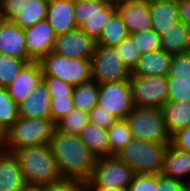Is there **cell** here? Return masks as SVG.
I'll return each mask as SVG.
<instances>
[{
  "mask_svg": "<svg viewBox=\"0 0 190 191\" xmlns=\"http://www.w3.org/2000/svg\"><path fill=\"white\" fill-rule=\"evenodd\" d=\"M62 179L87 182L95 166L96 157L82 142L79 135L55 129L49 140Z\"/></svg>",
  "mask_w": 190,
  "mask_h": 191,
  "instance_id": "cell-1",
  "label": "cell"
},
{
  "mask_svg": "<svg viewBox=\"0 0 190 191\" xmlns=\"http://www.w3.org/2000/svg\"><path fill=\"white\" fill-rule=\"evenodd\" d=\"M13 153L18 159L25 183L50 185L62 180L48 143L20 148Z\"/></svg>",
  "mask_w": 190,
  "mask_h": 191,
  "instance_id": "cell-2",
  "label": "cell"
},
{
  "mask_svg": "<svg viewBox=\"0 0 190 191\" xmlns=\"http://www.w3.org/2000/svg\"><path fill=\"white\" fill-rule=\"evenodd\" d=\"M56 125L51 118L18 119L6 129V151L49 143Z\"/></svg>",
  "mask_w": 190,
  "mask_h": 191,
  "instance_id": "cell-3",
  "label": "cell"
},
{
  "mask_svg": "<svg viewBox=\"0 0 190 191\" xmlns=\"http://www.w3.org/2000/svg\"><path fill=\"white\" fill-rule=\"evenodd\" d=\"M168 143L147 142L133 138L115 156L130 166L135 174H160Z\"/></svg>",
  "mask_w": 190,
  "mask_h": 191,
  "instance_id": "cell-4",
  "label": "cell"
},
{
  "mask_svg": "<svg viewBox=\"0 0 190 191\" xmlns=\"http://www.w3.org/2000/svg\"><path fill=\"white\" fill-rule=\"evenodd\" d=\"M125 119L133 138L147 142L170 143L171 135L166 129L161 108L133 106Z\"/></svg>",
  "mask_w": 190,
  "mask_h": 191,
  "instance_id": "cell-5",
  "label": "cell"
},
{
  "mask_svg": "<svg viewBox=\"0 0 190 191\" xmlns=\"http://www.w3.org/2000/svg\"><path fill=\"white\" fill-rule=\"evenodd\" d=\"M38 62L43 77H55L73 86L92 79L90 59H71L51 51Z\"/></svg>",
  "mask_w": 190,
  "mask_h": 191,
  "instance_id": "cell-6",
  "label": "cell"
},
{
  "mask_svg": "<svg viewBox=\"0 0 190 191\" xmlns=\"http://www.w3.org/2000/svg\"><path fill=\"white\" fill-rule=\"evenodd\" d=\"M90 62L92 79L98 84L130 79L131 72L114 47L95 44Z\"/></svg>",
  "mask_w": 190,
  "mask_h": 191,
  "instance_id": "cell-7",
  "label": "cell"
},
{
  "mask_svg": "<svg viewBox=\"0 0 190 191\" xmlns=\"http://www.w3.org/2000/svg\"><path fill=\"white\" fill-rule=\"evenodd\" d=\"M135 173L126 163L115 155L96 159L90 179L86 185H100L128 189Z\"/></svg>",
  "mask_w": 190,
  "mask_h": 191,
  "instance_id": "cell-8",
  "label": "cell"
},
{
  "mask_svg": "<svg viewBox=\"0 0 190 191\" xmlns=\"http://www.w3.org/2000/svg\"><path fill=\"white\" fill-rule=\"evenodd\" d=\"M132 102L134 106L162 108L168 101L166 76L130 75Z\"/></svg>",
  "mask_w": 190,
  "mask_h": 191,
  "instance_id": "cell-9",
  "label": "cell"
},
{
  "mask_svg": "<svg viewBox=\"0 0 190 191\" xmlns=\"http://www.w3.org/2000/svg\"><path fill=\"white\" fill-rule=\"evenodd\" d=\"M97 105L105 108L117 119H125L134 106L129 81L99 84Z\"/></svg>",
  "mask_w": 190,
  "mask_h": 191,
  "instance_id": "cell-10",
  "label": "cell"
},
{
  "mask_svg": "<svg viewBox=\"0 0 190 191\" xmlns=\"http://www.w3.org/2000/svg\"><path fill=\"white\" fill-rule=\"evenodd\" d=\"M47 3L42 0H5L0 4V15L22 29L46 18Z\"/></svg>",
  "mask_w": 190,
  "mask_h": 191,
  "instance_id": "cell-11",
  "label": "cell"
},
{
  "mask_svg": "<svg viewBox=\"0 0 190 191\" xmlns=\"http://www.w3.org/2000/svg\"><path fill=\"white\" fill-rule=\"evenodd\" d=\"M96 42L79 27L55 37L54 52L71 59H90Z\"/></svg>",
  "mask_w": 190,
  "mask_h": 191,
  "instance_id": "cell-12",
  "label": "cell"
},
{
  "mask_svg": "<svg viewBox=\"0 0 190 191\" xmlns=\"http://www.w3.org/2000/svg\"><path fill=\"white\" fill-rule=\"evenodd\" d=\"M24 31L26 51L32 61H39L53 50L56 34L46 18Z\"/></svg>",
  "mask_w": 190,
  "mask_h": 191,
  "instance_id": "cell-13",
  "label": "cell"
},
{
  "mask_svg": "<svg viewBox=\"0 0 190 191\" xmlns=\"http://www.w3.org/2000/svg\"><path fill=\"white\" fill-rule=\"evenodd\" d=\"M42 69L38 61L27 62L6 87L12 100L19 105L42 82Z\"/></svg>",
  "mask_w": 190,
  "mask_h": 191,
  "instance_id": "cell-14",
  "label": "cell"
},
{
  "mask_svg": "<svg viewBox=\"0 0 190 191\" xmlns=\"http://www.w3.org/2000/svg\"><path fill=\"white\" fill-rule=\"evenodd\" d=\"M129 34L152 29L148 2H115Z\"/></svg>",
  "mask_w": 190,
  "mask_h": 191,
  "instance_id": "cell-15",
  "label": "cell"
},
{
  "mask_svg": "<svg viewBox=\"0 0 190 191\" xmlns=\"http://www.w3.org/2000/svg\"><path fill=\"white\" fill-rule=\"evenodd\" d=\"M25 31L11 20L0 21V53L32 61L27 54Z\"/></svg>",
  "mask_w": 190,
  "mask_h": 191,
  "instance_id": "cell-16",
  "label": "cell"
},
{
  "mask_svg": "<svg viewBox=\"0 0 190 191\" xmlns=\"http://www.w3.org/2000/svg\"><path fill=\"white\" fill-rule=\"evenodd\" d=\"M46 19L56 36L78 28L74 17V0H53L48 3Z\"/></svg>",
  "mask_w": 190,
  "mask_h": 191,
  "instance_id": "cell-17",
  "label": "cell"
},
{
  "mask_svg": "<svg viewBox=\"0 0 190 191\" xmlns=\"http://www.w3.org/2000/svg\"><path fill=\"white\" fill-rule=\"evenodd\" d=\"M148 7L152 29L159 35L180 21L178 0H150Z\"/></svg>",
  "mask_w": 190,
  "mask_h": 191,
  "instance_id": "cell-18",
  "label": "cell"
},
{
  "mask_svg": "<svg viewBox=\"0 0 190 191\" xmlns=\"http://www.w3.org/2000/svg\"><path fill=\"white\" fill-rule=\"evenodd\" d=\"M160 174L186 183L190 177V152L168 143Z\"/></svg>",
  "mask_w": 190,
  "mask_h": 191,
  "instance_id": "cell-19",
  "label": "cell"
},
{
  "mask_svg": "<svg viewBox=\"0 0 190 191\" xmlns=\"http://www.w3.org/2000/svg\"><path fill=\"white\" fill-rule=\"evenodd\" d=\"M50 94L42 81L32 93L18 105V114L25 118H50Z\"/></svg>",
  "mask_w": 190,
  "mask_h": 191,
  "instance_id": "cell-20",
  "label": "cell"
},
{
  "mask_svg": "<svg viewBox=\"0 0 190 191\" xmlns=\"http://www.w3.org/2000/svg\"><path fill=\"white\" fill-rule=\"evenodd\" d=\"M172 56L162 49L142 54L131 74L135 76H166L170 70Z\"/></svg>",
  "mask_w": 190,
  "mask_h": 191,
  "instance_id": "cell-21",
  "label": "cell"
},
{
  "mask_svg": "<svg viewBox=\"0 0 190 191\" xmlns=\"http://www.w3.org/2000/svg\"><path fill=\"white\" fill-rule=\"evenodd\" d=\"M25 184L16 155L11 151L0 152V191H18Z\"/></svg>",
  "mask_w": 190,
  "mask_h": 191,
  "instance_id": "cell-22",
  "label": "cell"
},
{
  "mask_svg": "<svg viewBox=\"0 0 190 191\" xmlns=\"http://www.w3.org/2000/svg\"><path fill=\"white\" fill-rule=\"evenodd\" d=\"M161 49L169 54H184L190 52V28L182 21L160 35Z\"/></svg>",
  "mask_w": 190,
  "mask_h": 191,
  "instance_id": "cell-23",
  "label": "cell"
},
{
  "mask_svg": "<svg viewBox=\"0 0 190 191\" xmlns=\"http://www.w3.org/2000/svg\"><path fill=\"white\" fill-rule=\"evenodd\" d=\"M161 109L170 135L190 125V103L167 101Z\"/></svg>",
  "mask_w": 190,
  "mask_h": 191,
  "instance_id": "cell-24",
  "label": "cell"
},
{
  "mask_svg": "<svg viewBox=\"0 0 190 191\" xmlns=\"http://www.w3.org/2000/svg\"><path fill=\"white\" fill-rule=\"evenodd\" d=\"M79 136L96 158L109 156L107 129L89 122Z\"/></svg>",
  "mask_w": 190,
  "mask_h": 191,
  "instance_id": "cell-25",
  "label": "cell"
},
{
  "mask_svg": "<svg viewBox=\"0 0 190 191\" xmlns=\"http://www.w3.org/2000/svg\"><path fill=\"white\" fill-rule=\"evenodd\" d=\"M99 84L93 79L82 82L73 88L74 108L89 112L97 105Z\"/></svg>",
  "mask_w": 190,
  "mask_h": 191,
  "instance_id": "cell-26",
  "label": "cell"
},
{
  "mask_svg": "<svg viewBox=\"0 0 190 191\" xmlns=\"http://www.w3.org/2000/svg\"><path fill=\"white\" fill-rule=\"evenodd\" d=\"M115 12V1L111 0L101 11L93 13L79 28L96 42L101 36L103 27Z\"/></svg>",
  "mask_w": 190,
  "mask_h": 191,
  "instance_id": "cell-27",
  "label": "cell"
},
{
  "mask_svg": "<svg viewBox=\"0 0 190 191\" xmlns=\"http://www.w3.org/2000/svg\"><path fill=\"white\" fill-rule=\"evenodd\" d=\"M129 35L126 25L116 11L103 27L96 44L114 47Z\"/></svg>",
  "mask_w": 190,
  "mask_h": 191,
  "instance_id": "cell-28",
  "label": "cell"
},
{
  "mask_svg": "<svg viewBox=\"0 0 190 191\" xmlns=\"http://www.w3.org/2000/svg\"><path fill=\"white\" fill-rule=\"evenodd\" d=\"M109 156L116 155L133 139L126 119H117L108 129Z\"/></svg>",
  "mask_w": 190,
  "mask_h": 191,
  "instance_id": "cell-29",
  "label": "cell"
},
{
  "mask_svg": "<svg viewBox=\"0 0 190 191\" xmlns=\"http://www.w3.org/2000/svg\"><path fill=\"white\" fill-rule=\"evenodd\" d=\"M89 123V113L80 109L74 108L69 111L55 125L56 130L79 135L82 129Z\"/></svg>",
  "mask_w": 190,
  "mask_h": 191,
  "instance_id": "cell-30",
  "label": "cell"
},
{
  "mask_svg": "<svg viewBox=\"0 0 190 191\" xmlns=\"http://www.w3.org/2000/svg\"><path fill=\"white\" fill-rule=\"evenodd\" d=\"M26 63L24 59L0 53V87H7Z\"/></svg>",
  "mask_w": 190,
  "mask_h": 191,
  "instance_id": "cell-31",
  "label": "cell"
},
{
  "mask_svg": "<svg viewBox=\"0 0 190 191\" xmlns=\"http://www.w3.org/2000/svg\"><path fill=\"white\" fill-rule=\"evenodd\" d=\"M111 0H74V17L80 27L93 13L101 11Z\"/></svg>",
  "mask_w": 190,
  "mask_h": 191,
  "instance_id": "cell-32",
  "label": "cell"
},
{
  "mask_svg": "<svg viewBox=\"0 0 190 191\" xmlns=\"http://www.w3.org/2000/svg\"><path fill=\"white\" fill-rule=\"evenodd\" d=\"M18 117V105L12 100L6 87H0V124L7 129Z\"/></svg>",
  "mask_w": 190,
  "mask_h": 191,
  "instance_id": "cell-33",
  "label": "cell"
},
{
  "mask_svg": "<svg viewBox=\"0 0 190 191\" xmlns=\"http://www.w3.org/2000/svg\"><path fill=\"white\" fill-rule=\"evenodd\" d=\"M114 48L118 56L122 59L124 65L130 72H132L136 67L138 60L141 56L132 37L128 35L120 43L114 46Z\"/></svg>",
  "mask_w": 190,
  "mask_h": 191,
  "instance_id": "cell-34",
  "label": "cell"
},
{
  "mask_svg": "<svg viewBox=\"0 0 190 191\" xmlns=\"http://www.w3.org/2000/svg\"><path fill=\"white\" fill-rule=\"evenodd\" d=\"M129 35L132 37L141 55L161 49L160 35L153 29L132 33Z\"/></svg>",
  "mask_w": 190,
  "mask_h": 191,
  "instance_id": "cell-35",
  "label": "cell"
},
{
  "mask_svg": "<svg viewBox=\"0 0 190 191\" xmlns=\"http://www.w3.org/2000/svg\"><path fill=\"white\" fill-rule=\"evenodd\" d=\"M167 80H190V52L173 55Z\"/></svg>",
  "mask_w": 190,
  "mask_h": 191,
  "instance_id": "cell-36",
  "label": "cell"
},
{
  "mask_svg": "<svg viewBox=\"0 0 190 191\" xmlns=\"http://www.w3.org/2000/svg\"><path fill=\"white\" fill-rule=\"evenodd\" d=\"M168 101L190 103V80H167Z\"/></svg>",
  "mask_w": 190,
  "mask_h": 191,
  "instance_id": "cell-37",
  "label": "cell"
},
{
  "mask_svg": "<svg viewBox=\"0 0 190 191\" xmlns=\"http://www.w3.org/2000/svg\"><path fill=\"white\" fill-rule=\"evenodd\" d=\"M74 109L72 96H61L50 100V118L56 124L67 113Z\"/></svg>",
  "mask_w": 190,
  "mask_h": 191,
  "instance_id": "cell-38",
  "label": "cell"
},
{
  "mask_svg": "<svg viewBox=\"0 0 190 191\" xmlns=\"http://www.w3.org/2000/svg\"><path fill=\"white\" fill-rule=\"evenodd\" d=\"M47 86L50 98L72 96L74 86L55 77H42Z\"/></svg>",
  "mask_w": 190,
  "mask_h": 191,
  "instance_id": "cell-39",
  "label": "cell"
},
{
  "mask_svg": "<svg viewBox=\"0 0 190 191\" xmlns=\"http://www.w3.org/2000/svg\"><path fill=\"white\" fill-rule=\"evenodd\" d=\"M127 191H157V174H135Z\"/></svg>",
  "mask_w": 190,
  "mask_h": 191,
  "instance_id": "cell-40",
  "label": "cell"
},
{
  "mask_svg": "<svg viewBox=\"0 0 190 191\" xmlns=\"http://www.w3.org/2000/svg\"><path fill=\"white\" fill-rule=\"evenodd\" d=\"M88 113L89 122L105 129H108L117 120L113 114L99 105H95Z\"/></svg>",
  "mask_w": 190,
  "mask_h": 191,
  "instance_id": "cell-41",
  "label": "cell"
},
{
  "mask_svg": "<svg viewBox=\"0 0 190 191\" xmlns=\"http://www.w3.org/2000/svg\"><path fill=\"white\" fill-rule=\"evenodd\" d=\"M46 191H88L86 182L62 179L50 185H46Z\"/></svg>",
  "mask_w": 190,
  "mask_h": 191,
  "instance_id": "cell-42",
  "label": "cell"
},
{
  "mask_svg": "<svg viewBox=\"0 0 190 191\" xmlns=\"http://www.w3.org/2000/svg\"><path fill=\"white\" fill-rule=\"evenodd\" d=\"M186 183L157 174V191H185Z\"/></svg>",
  "mask_w": 190,
  "mask_h": 191,
  "instance_id": "cell-43",
  "label": "cell"
},
{
  "mask_svg": "<svg viewBox=\"0 0 190 191\" xmlns=\"http://www.w3.org/2000/svg\"><path fill=\"white\" fill-rule=\"evenodd\" d=\"M170 143L180 150L190 152V125L173 133Z\"/></svg>",
  "mask_w": 190,
  "mask_h": 191,
  "instance_id": "cell-44",
  "label": "cell"
},
{
  "mask_svg": "<svg viewBox=\"0 0 190 191\" xmlns=\"http://www.w3.org/2000/svg\"><path fill=\"white\" fill-rule=\"evenodd\" d=\"M179 20L190 28V0H178Z\"/></svg>",
  "mask_w": 190,
  "mask_h": 191,
  "instance_id": "cell-45",
  "label": "cell"
},
{
  "mask_svg": "<svg viewBox=\"0 0 190 191\" xmlns=\"http://www.w3.org/2000/svg\"><path fill=\"white\" fill-rule=\"evenodd\" d=\"M18 191H46V185L25 183Z\"/></svg>",
  "mask_w": 190,
  "mask_h": 191,
  "instance_id": "cell-46",
  "label": "cell"
},
{
  "mask_svg": "<svg viewBox=\"0 0 190 191\" xmlns=\"http://www.w3.org/2000/svg\"><path fill=\"white\" fill-rule=\"evenodd\" d=\"M87 189L88 191H127V189L105 187L100 185H87Z\"/></svg>",
  "mask_w": 190,
  "mask_h": 191,
  "instance_id": "cell-47",
  "label": "cell"
},
{
  "mask_svg": "<svg viewBox=\"0 0 190 191\" xmlns=\"http://www.w3.org/2000/svg\"><path fill=\"white\" fill-rule=\"evenodd\" d=\"M6 148V128L0 124V152Z\"/></svg>",
  "mask_w": 190,
  "mask_h": 191,
  "instance_id": "cell-48",
  "label": "cell"
},
{
  "mask_svg": "<svg viewBox=\"0 0 190 191\" xmlns=\"http://www.w3.org/2000/svg\"><path fill=\"white\" fill-rule=\"evenodd\" d=\"M115 2H149L150 0H114Z\"/></svg>",
  "mask_w": 190,
  "mask_h": 191,
  "instance_id": "cell-49",
  "label": "cell"
},
{
  "mask_svg": "<svg viewBox=\"0 0 190 191\" xmlns=\"http://www.w3.org/2000/svg\"><path fill=\"white\" fill-rule=\"evenodd\" d=\"M186 186H190V177H189V179L186 182Z\"/></svg>",
  "mask_w": 190,
  "mask_h": 191,
  "instance_id": "cell-50",
  "label": "cell"
},
{
  "mask_svg": "<svg viewBox=\"0 0 190 191\" xmlns=\"http://www.w3.org/2000/svg\"><path fill=\"white\" fill-rule=\"evenodd\" d=\"M42 1H44L48 4V3L52 2L53 0H42Z\"/></svg>",
  "mask_w": 190,
  "mask_h": 191,
  "instance_id": "cell-51",
  "label": "cell"
},
{
  "mask_svg": "<svg viewBox=\"0 0 190 191\" xmlns=\"http://www.w3.org/2000/svg\"><path fill=\"white\" fill-rule=\"evenodd\" d=\"M185 191H190V186H186V190Z\"/></svg>",
  "mask_w": 190,
  "mask_h": 191,
  "instance_id": "cell-52",
  "label": "cell"
}]
</instances>
